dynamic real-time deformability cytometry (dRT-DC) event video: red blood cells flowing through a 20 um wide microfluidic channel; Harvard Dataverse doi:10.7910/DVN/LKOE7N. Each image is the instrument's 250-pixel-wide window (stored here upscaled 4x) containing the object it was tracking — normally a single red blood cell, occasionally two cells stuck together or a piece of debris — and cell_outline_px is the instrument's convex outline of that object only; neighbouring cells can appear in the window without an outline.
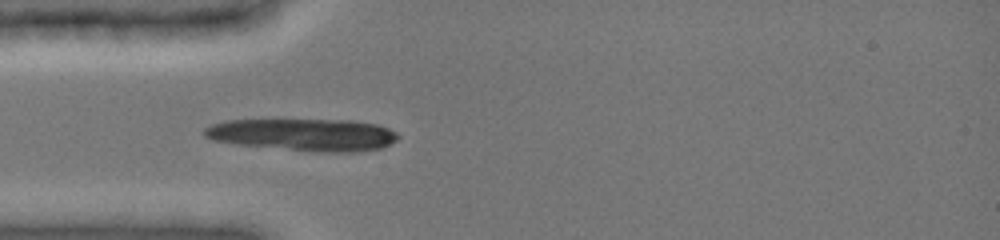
{"species": "common noctule bat (a hibernating species)", "species_latin": "Nyctalus noctula", "temperature_condition": "cold", "stored_images_in_passage": 35, "camera_frame_rate_fps": 3000, "um_per_image_px": 0.085, "animal": {"sex": "female", "body_mass_g": 19.0, "forearm_length_mm": 51.5}, "frame": {"image": 1, "passage_image": 1, "time_ms": 0.0, "image_size_px": [1000, 240], "cell_outline_px": [[400, 136], [396, 140], [380, 148], [356, 152], [320, 152], [240, 144], [212, 140], [204, 136], [204, 128], [212, 124], [228, 120], [352, 120], [376, 124], [388, 128], [396, 132]], "centroid_in_image_um": [25.83, 11.44], "position_along_channel_um": 59.2, "area_um2": 36.07}}
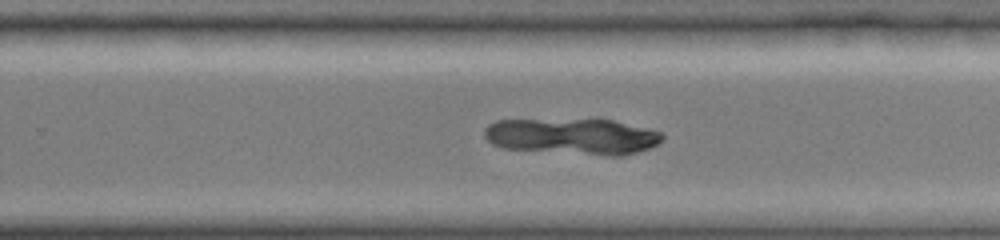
{"frame": {"image": 2, "passage_image": 18, "time_ms": 5.667, "image_size_px": [1000, 240], "cell_outline_px": [[664, 140], [648, 148], [636, 152], [620, 156], [612, 156], [504, 148], [492, 144], [484, 136], [484, 128], [488, 124], [496, 120], [612, 120], [660, 132], [664, 136]], "centroid_in_image_um": [48.63, 11.6], "position_along_channel_um": 281.2, "area_um2": 36.99}}
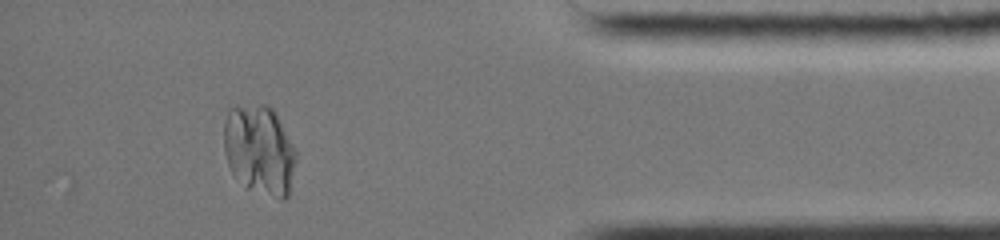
{"frame": {"image": 3, "passage_image": 30, "time_ms": 9.667, "image_size_px": [1000, 240], "cell_outline_px": [[296, 160], [288, 196], [284, 200], [280, 200], [248, 188], [232, 172], [228, 164], [224, 152], [224, 120], [228, 108], [260, 104], [264, 104], [272, 108], [276, 112], [296, 152]], "centroid_in_image_um": [22.05, 12.74], "position_along_channel_um": 413.2, "area_um2": 37.69}}